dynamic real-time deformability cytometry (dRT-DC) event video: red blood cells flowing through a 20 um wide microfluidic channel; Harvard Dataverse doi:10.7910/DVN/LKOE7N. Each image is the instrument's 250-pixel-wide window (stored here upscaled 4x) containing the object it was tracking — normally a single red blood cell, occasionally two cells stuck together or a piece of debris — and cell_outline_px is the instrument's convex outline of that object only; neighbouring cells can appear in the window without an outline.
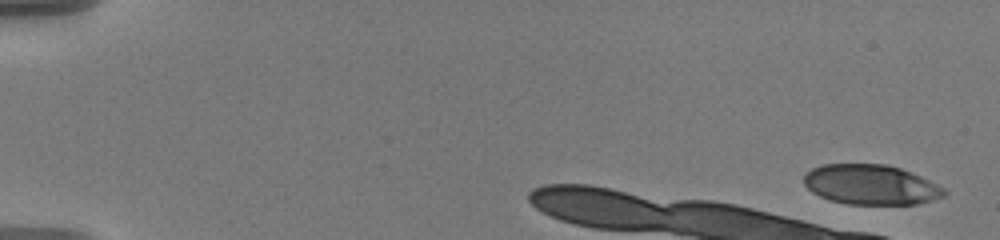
{"species": "human", "species_latin": "Homo sapiens", "temperature_condition": "warm", "stored_images_in_passage": 4, "camera_frame_rate_fps": 3000, "um_per_image_px": 0.085, "donor": {"sex": "male"}, "frame": {"image": 1, "passage_image": 1, "time_ms": 0.0, "image_size_px": [1000, 240], "cell_outline_px": [[948, 192], [944, 196], [932, 200], [916, 204], [848, 204], [832, 200], [820, 196], [812, 192], [804, 184], [804, 176], [812, 168], [824, 164], [884, 164], [900, 168], [912, 172], [944, 188]], "centroid_in_image_um": [74.03, 15.69], "position_along_channel_um": 11.0, "area_um2": 32.48}}